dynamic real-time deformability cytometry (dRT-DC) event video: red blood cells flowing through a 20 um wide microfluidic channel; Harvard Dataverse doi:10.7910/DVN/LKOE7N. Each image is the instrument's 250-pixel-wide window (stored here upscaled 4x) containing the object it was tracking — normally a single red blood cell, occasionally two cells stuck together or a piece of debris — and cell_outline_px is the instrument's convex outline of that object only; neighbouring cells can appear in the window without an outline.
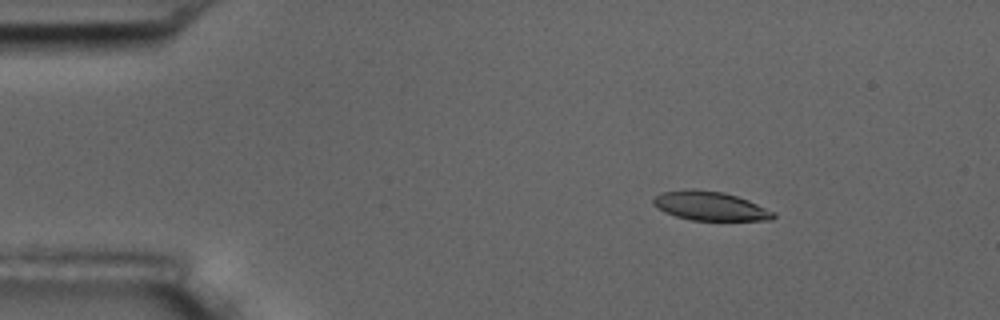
{"species": "common noctule bat (a hibernating species)", "species_latin": "Nyctalus noctula", "temperature_condition": "room temperature", "stored_images_in_passage": 5, "camera_frame_rate_fps": 3000, "um_per_image_px": 0.085, "animal": {"sex": "male", "body_mass_g": 17.5, "forearm_length_mm": 52.3}, "frame": {"image": 1, "passage_image": 2, "time_ms": 1.333, "image_size_px": [1000, 320], "cell_outline_px": [[776, 216], [772, 220], [692, 220], [676, 216], [664, 212], [652, 204], [652, 200], [660, 192], [684, 188], [696, 188], [724, 192], [748, 200], [776, 212]], "centroid_in_image_um": [60.34, 17.49], "position_along_channel_um": 24.7, "area_um2": 20.58}}
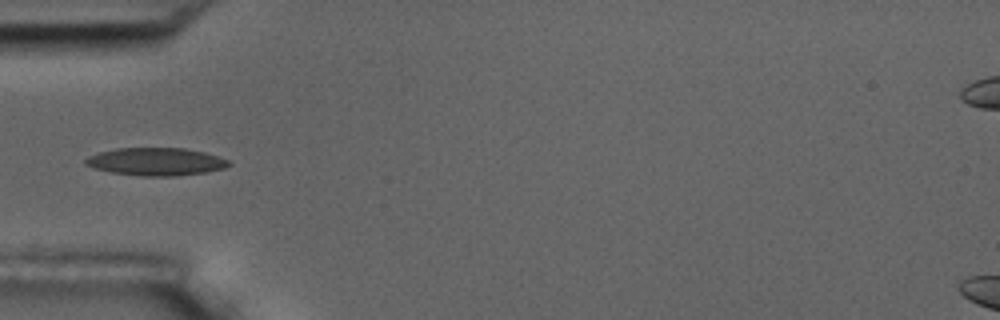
{"frame": {"image": 2, "passage_image": 5, "time_ms": 4.667, "image_size_px": [1000, 320], "cell_outline_px": [[232, 164], [224, 168], [204, 172], [176, 176], [140, 176], [112, 172], [92, 168], [84, 164], [84, 160], [88, 156], [100, 152], [116, 148], [184, 148], [204, 152], [228, 160]], "centroid_in_image_um": [13.22, 13.74], "position_along_channel_um": 71.8, "area_um2": 23.12}}